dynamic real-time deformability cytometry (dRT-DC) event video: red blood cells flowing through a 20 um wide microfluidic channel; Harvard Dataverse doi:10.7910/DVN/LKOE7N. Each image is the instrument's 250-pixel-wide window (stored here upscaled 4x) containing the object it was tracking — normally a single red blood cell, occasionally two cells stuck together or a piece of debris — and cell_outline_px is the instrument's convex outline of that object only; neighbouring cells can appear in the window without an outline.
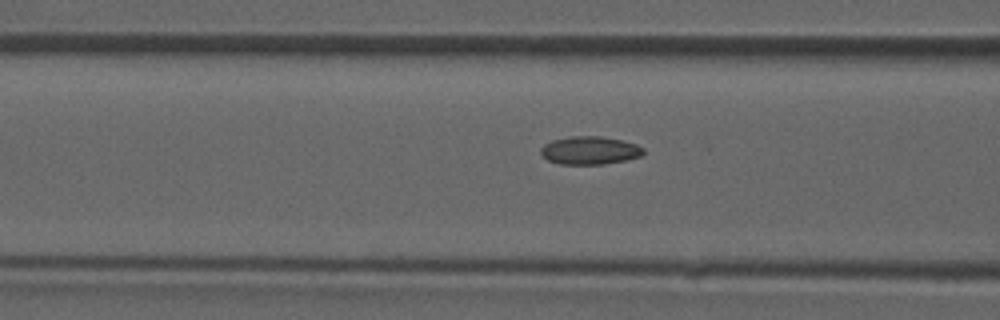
{"species": "common noctule bat (a hibernating species)", "species_latin": "Nyctalus noctula", "temperature_condition": "room temperature", "stored_images_in_passage": 42, "camera_frame_rate_fps": 3000, "um_per_image_px": 0.085, "animal": {"sex": "male", "forearm_length_mm": 52.5}, "frame": {"image": 1, "passage_image": 19, "time_ms": 6.0, "image_size_px": [1000, 320], "cell_outline_px": [[644, 152], [640, 156], [624, 160], [604, 164], [560, 164], [548, 160], [540, 152], [540, 148], [544, 144], [552, 140], [572, 136], [600, 136], [620, 140], [636, 144], [644, 148]], "centroid_in_image_um": [50.11, 12.78], "position_along_channel_um": 116.5, "area_um2": 16.65}}